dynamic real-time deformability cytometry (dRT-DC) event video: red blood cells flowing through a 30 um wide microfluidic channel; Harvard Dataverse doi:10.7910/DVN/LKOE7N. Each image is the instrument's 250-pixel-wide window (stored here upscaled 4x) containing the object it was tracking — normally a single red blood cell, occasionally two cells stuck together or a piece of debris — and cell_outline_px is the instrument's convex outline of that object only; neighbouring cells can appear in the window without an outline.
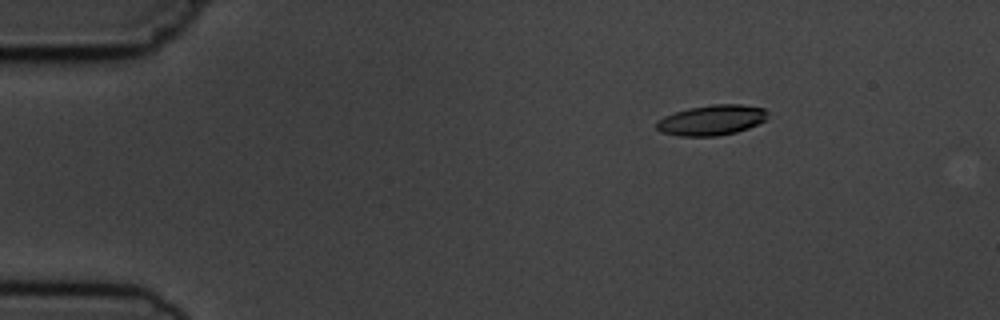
{"species": "common noctule bat (a hibernating species)", "species_latin": "Nyctalus noctula", "temperature_condition": "cold", "stored_images_in_passage": 6, "camera_frame_rate_fps": 3000, "um_per_image_px": 0.085, "animal": {"sex": "male", "body_mass_g": 19.5, "forearm_length_mm": 54.6}, "frame": {"image": 1, "passage_image": 3, "time_ms": 2.333, "image_size_px": [1000, 320], "cell_outline_px": [[768, 120], [748, 128], [736, 132], [716, 136], [680, 136], [664, 132], [656, 128], [656, 120], [664, 116], [688, 108], [712, 104], [740, 104], [764, 108], [768, 112]], "centroid_in_image_um": [60.53, 10.2], "position_along_channel_um": 24.5, "area_um2": 19.71}}